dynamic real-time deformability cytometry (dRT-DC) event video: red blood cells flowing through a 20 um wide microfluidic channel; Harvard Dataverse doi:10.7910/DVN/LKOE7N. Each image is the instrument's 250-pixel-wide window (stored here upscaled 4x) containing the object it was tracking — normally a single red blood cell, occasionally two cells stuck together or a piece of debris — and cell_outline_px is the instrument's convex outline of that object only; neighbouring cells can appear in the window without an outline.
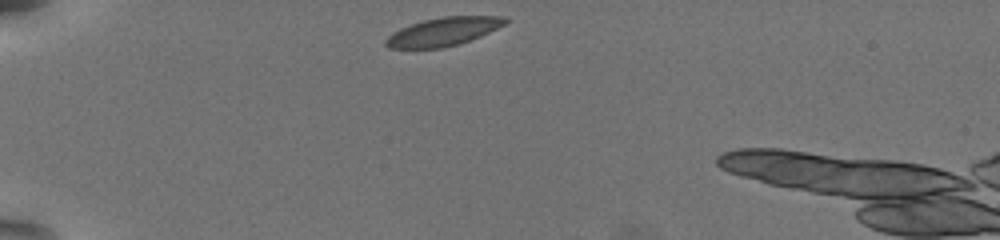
{"species": "common noctule bat (a hibernating species)", "species_latin": "Nyctalus noctula", "temperature_condition": "warm", "stored_images_in_passage": 35, "camera_frame_rate_fps": 3000, "um_per_image_px": 0.085, "animal": {"sex": "female", "body_mass_g": 19.5, "forearm_length_mm": 54.1}, "frame": {"image": 1, "passage_image": 1, "time_ms": 0.0, "image_size_px": [1000, 240], "cell_outline_px": [[508, 20], [504, 24], [480, 36], [456, 44], [440, 48], [388, 48], [384, 44], [384, 40], [392, 32], [400, 28], [424, 20], [444, 16], [504, 16]], "centroid_in_image_um": [37.63, 2.68], "position_along_channel_um": 47.4, "area_um2": 19.42}}
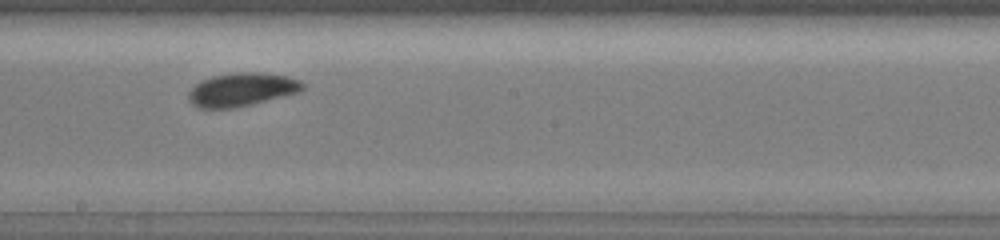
{"frame": {"image": 2, "passage_image": 19, "time_ms": 6.0, "image_size_px": [1000, 240], "cell_outline_px": [[304, 88], [296, 92], [252, 104], [232, 108], [200, 108], [192, 104], [188, 100], [188, 92], [196, 84], [212, 76], [236, 72], [260, 72], [288, 76], [300, 80], [304, 84]], "centroid_in_image_um": [20.53, 7.6], "position_along_channel_um": 227.7, "area_um2": 21.96}}
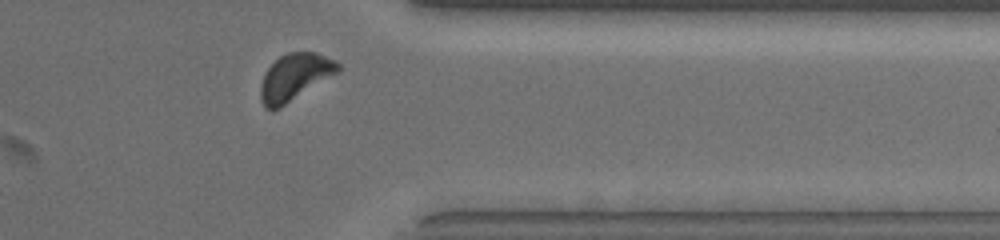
{"frame": {"image": 3, "passage_image": 32, "time_ms": 10.333, "image_size_px": [1000, 240], "cell_outline_px": [[340, 72], [280, 108], [264, 108], [260, 96], [260, 84], [268, 68], [280, 56], [288, 52], [316, 52], [336, 60], [340, 64]], "centroid_in_image_um": [25.09, 6.54], "position_along_channel_um": 386.3, "area_um2": 21.15}, "authors_computed_cell_mechanics": {"area_um2": 21.097, "velocity_mm_per_s": 3.7384, "shape_relaxation_time_tau1_ms": 2.0512, "shape_relaxation_time_tau2_ms": null, "deformation_change_tau1": 0.0924, "deformation_change_tau2": null}}